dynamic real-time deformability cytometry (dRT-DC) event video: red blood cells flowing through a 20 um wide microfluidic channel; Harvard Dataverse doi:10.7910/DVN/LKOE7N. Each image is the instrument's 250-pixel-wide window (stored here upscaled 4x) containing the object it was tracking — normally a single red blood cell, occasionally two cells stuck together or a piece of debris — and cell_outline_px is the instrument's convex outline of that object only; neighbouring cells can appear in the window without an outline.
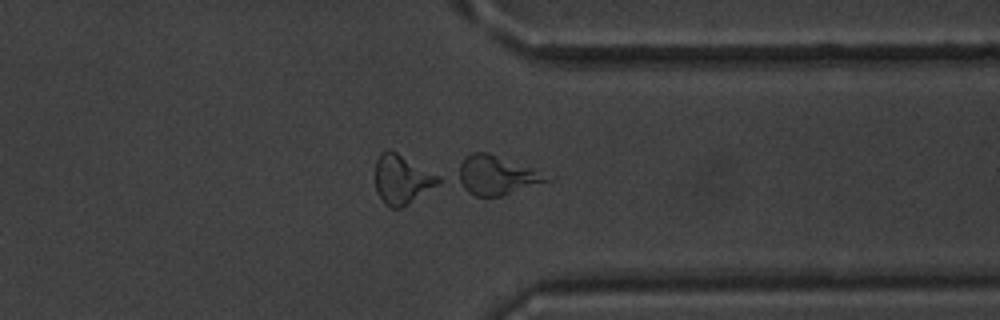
{"species": "common noctule bat (a hibernating species)", "species_latin": "Nyctalus noctula", "temperature_condition": "warm", "stored_images_in_passage": 52, "camera_frame_rate_fps": 3000, "um_per_image_px": 0.085, "animal": {"sex": "male", "body_mass_g": 20.1, "forearm_length_mm": 53.5}, "frame": {"image": 1, "passage_image": 40, "time_ms": 13.0, "image_size_px": [1000, 320], "cell_outline_px": [[556, 176], [552, 180], [500, 196], [476, 196], [468, 192], [452, 176], [464, 156], [472, 152], [488, 152]], "centroid_in_image_um": [42.18, 14.88], "position_along_channel_um": 369.2, "area_um2": 20.81}}